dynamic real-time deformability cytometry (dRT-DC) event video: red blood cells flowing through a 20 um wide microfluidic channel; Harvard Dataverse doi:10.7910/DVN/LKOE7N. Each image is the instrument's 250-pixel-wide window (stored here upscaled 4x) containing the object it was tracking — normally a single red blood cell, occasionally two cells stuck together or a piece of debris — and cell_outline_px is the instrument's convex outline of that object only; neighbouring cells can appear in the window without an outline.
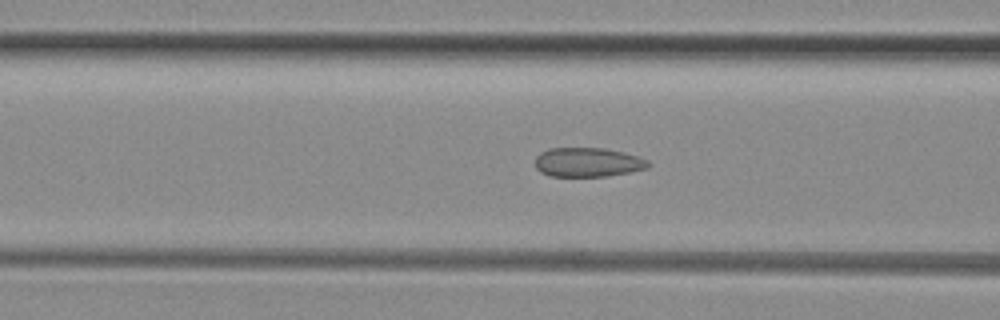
{"species": "common noctule bat (a hibernating species)", "species_latin": "Nyctalus noctula", "temperature_condition": "room temperature", "stored_images_in_passage": 41, "camera_frame_rate_fps": 3000, "um_per_image_px": 0.085, "animal": {"sex": "female", "body_mass_g": 29.2, "forearm_length_mm": 56.3}, "frame": {"image": 1, "passage_image": 16, "time_ms": 5.0, "image_size_px": [1000, 320], "cell_outline_px": [[652, 164], [648, 168], [608, 176], [548, 176], [540, 172], [536, 168], [536, 156], [540, 152], [548, 148], [604, 148], [624, 152], [640, 156], [648, 160]], "centroid_in_image_um": [49.98, 13.79], "position_along_channel_um": 116.6, "area_um2": 19.48}}
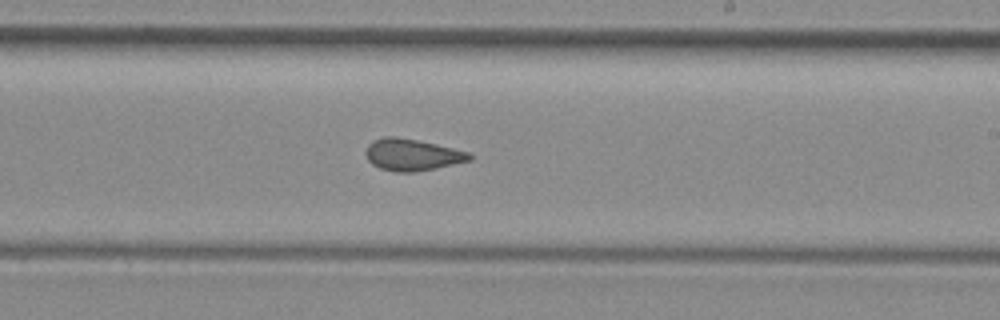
{"frame": {"image": 2, "passage_image": 26, "time_ms": 8.333, "image_size_px": [1000, 320], "cell_outline_px": [[472, 160], [436, 168], [412, 172], [396, 172], [380, 168], [372, 164], [368, 160], [364, 152], [368, 144], [372, 140], [384, 136], [396, 136], [436, 144], [472, 152]], "centroid_in_image_um": [35.03, 13.14], "position_along_channel_um": 254.0, "area_um2": 19.36}}
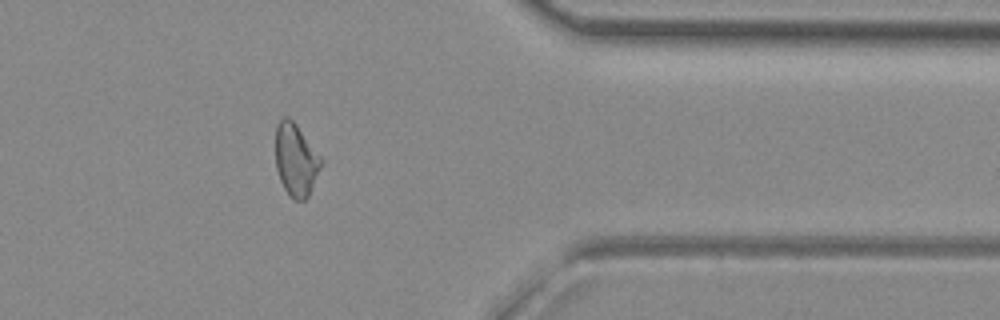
{"frame": {"image": 3, "passage_image": 37, "time_ms": 12.0, "image_size_px": [1000, 320], "cell_outline_px": [[324, 164], [308, 196], [304, 200], [292, 200], [288, 196], [280, 180], [276, 168], [276, 124], [284, 116], [288, 116], [296, 124], [324, 160]], "centroid_in_image_um": [25.17, 13.6], "position_along_channel_um": 386.2, "area_um2": 19.54}, "authors_computed_cell_mechanics": {"area_um2": 19.4786, "velocity_mm_per_s": 4.1188, "shape_relaxation_time_tau1_ms": null, "shape_relaxation_time_tau2_ms": 1.6708, "deformation_change_tau1": null, "deformation_change_tau2": 0.09}}